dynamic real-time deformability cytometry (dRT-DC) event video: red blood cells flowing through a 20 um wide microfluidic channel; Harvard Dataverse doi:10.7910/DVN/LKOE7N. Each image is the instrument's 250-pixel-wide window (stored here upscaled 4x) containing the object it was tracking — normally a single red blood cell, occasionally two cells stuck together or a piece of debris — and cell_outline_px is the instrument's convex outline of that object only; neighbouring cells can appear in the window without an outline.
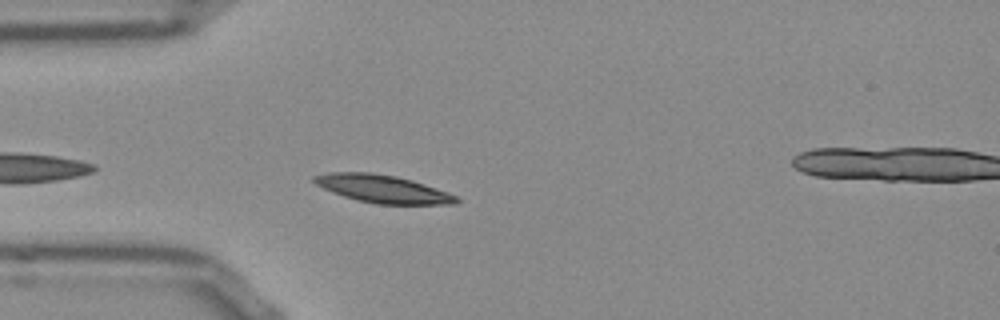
{"species": "Egyptian fruit bat (a non-hibernating species)", "species_latin": "Rousettus aegyptiacus", "temperature_condition": "room temperature", "stored_images_in_passage": 31, "camera_frame_rate_fps": 3000, "um_per_image_px": 0.085, "frame": {"image": 1, "passage_image": 3, "time_ms": 0.667, "image_size_px": [1000, 320], "cell_outline_px": [[460, 200], [456, 204], [376, 204], [356, 200], [332, 192], [316, 184], [312, 180], [312, 176], [328, 172], [368, 172], [396, 176], [412, 180], [448, 192], [456, 196]], "centroid_in_image_um": [32.51, 16.05], "position_along_channel_um": 52.5, "area_um2": 23.0}}
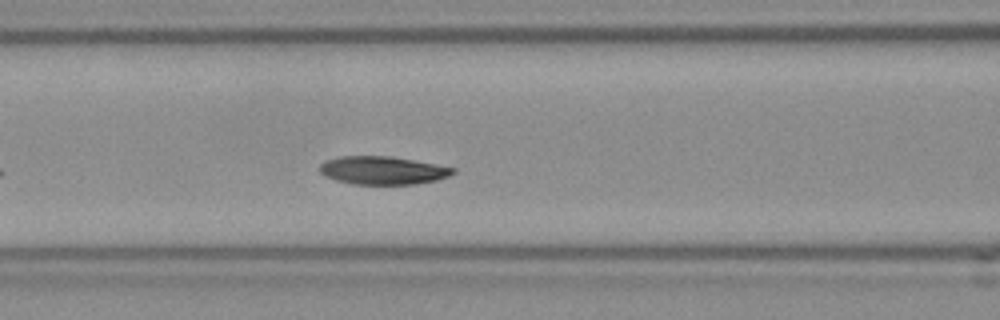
{"frame": {"image": 2, "passage_image": 10, "time_ms": 3.0, "image_size_px": [1000, 320], "cell_outline_px": [[456, 172], [448, 176], [436, 180], [416, 184], [352, 184], [336, 180], [324, 176], [320, 172], [320, 164], [324, 160], [340, 156], [392, 156], [436, 164], [456, 168]], "centroid_in_image_um": [32.52, 14.48], "position_along_channel_um": 134.1, "area_um2": 21.96}}
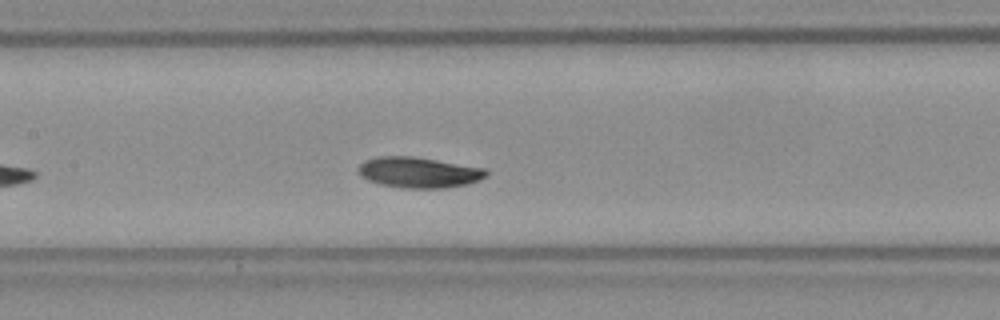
{"frame": {"image": 3, "passage_image": 13, "time_ms": 4.0, "image_size_px": [1000, 320], "cell_outline_px": [[488, 172], [480, 180], [468, 184], [444, 188], [404, 188], [380, 184], [368, 180], [360, 172], [360, 164], [364, 160], [380, 156], [412, 156], [488, 168]], "centroid_in_image_um": [35.65, 14.65], "position_along_channel_um": 171.7, "area_um2": 22.77}, "authors_computed_cell_mechanics": {"area_um2": 22.4264, "velocity_mm_per_s": 3.7748, "shape_relaxation_time_tau1_ms": 2.4805, "shape_relaxation_time_tau2_ms": null, "deformation_change_tau1": 0.0925, "deformation_change_tau2": null}}